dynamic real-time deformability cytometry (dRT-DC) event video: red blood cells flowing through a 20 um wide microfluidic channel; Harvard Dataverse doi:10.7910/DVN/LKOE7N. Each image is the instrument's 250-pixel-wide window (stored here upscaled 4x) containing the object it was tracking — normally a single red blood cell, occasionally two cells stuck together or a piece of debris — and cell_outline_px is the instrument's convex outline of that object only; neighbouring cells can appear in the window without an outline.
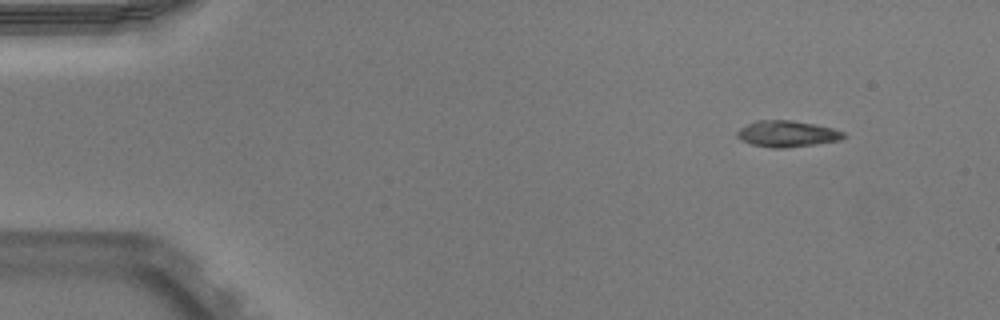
{"species": "Egyptian fruit bat (a non-hibernating species)", "species_latin": "Rousettus aegyptiacus", "temperature_condition": "warm", "stored_images_in_passage": 47, "camera_frame_rate_fps": 3000, "um_per_image_px": 0.085, "animal": {"sex": "male"}, "frame": {"image": 1, "passage_image": 1, "time_ms": 0.0, "image_size_px": [1000, 320], "cell_outline_px": [[848, 136], [840, 140], [816, 144], [784, 148], [772, 148], [752, 144], [736, 136], [736, 132], [740, 128], [756, 120], [792, 120], [832, 128], [844, 132]], "centroid_in_image_um": [66.92, 11.37], "position_along_channel_um": 18.1, "area_um2": 16.18}}
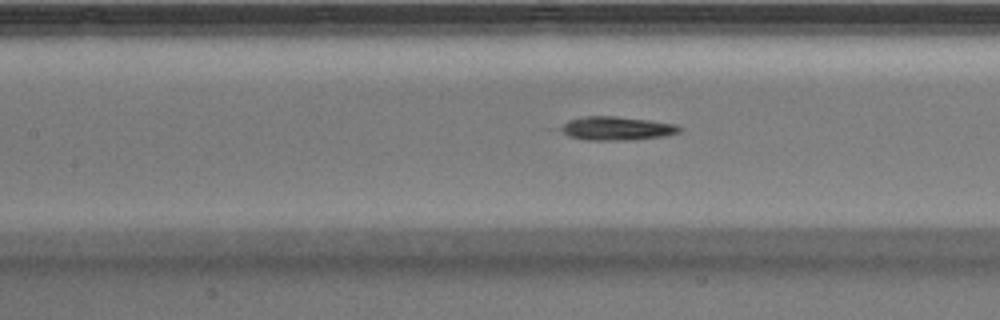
{"frame": {"image": 2, "passage_image": 19, "time_ms": 6.0, "image_size_px": [1000, 320], "cell_outline_px": [[684, 128], [680, 132], [664, 136], [632, 140], [588, 140], [568, 136], [556, 128], [568, 120], [588, 116], [616, 116], [648, 120], [676, 124]], "centroid_in_image_um": [52.4, 10.91], "position_along_channel_um": 155.0, "area_um2": 16.53}}
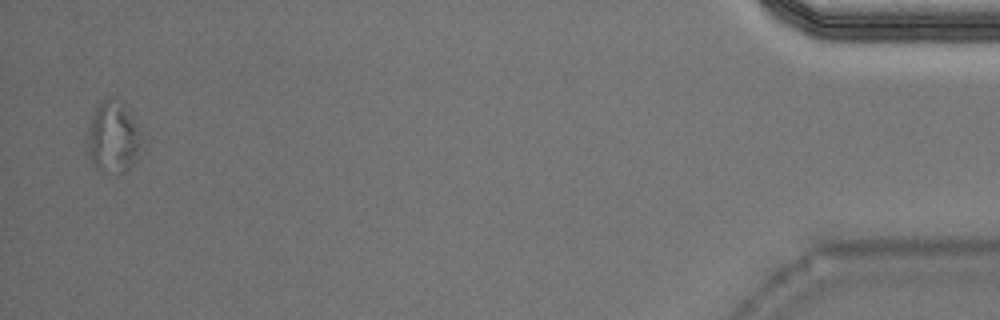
{"frame": {"image": 3, "passage_image": 46, "time_ms": 15.0, "image_size_px": [1000, 320], "cell_outline_px": [[152, 140], [148, 148], [124, 172], [120, 172], [96, 168], [92, 164], [84, 148], [84, 140], [96, 108], [104, 100], [124, 100], [132, 108]], "centroid_in_image_um": [9.82, 11.63], "position_along_channel_um": 425.4, "area_um2": 25.03}, "authors_computed_cell_mechanics": {"area_um2": 16.2418, "velocity_mm_per_s": 3.9268, "shape_relaxation_time_tau1_ms": 3.0029, "shape_relaxation_time_tau2_ms": 9.8851, "deformation_change_tau1": 0.1484, "deformation_change_tau2": 0.3073}}